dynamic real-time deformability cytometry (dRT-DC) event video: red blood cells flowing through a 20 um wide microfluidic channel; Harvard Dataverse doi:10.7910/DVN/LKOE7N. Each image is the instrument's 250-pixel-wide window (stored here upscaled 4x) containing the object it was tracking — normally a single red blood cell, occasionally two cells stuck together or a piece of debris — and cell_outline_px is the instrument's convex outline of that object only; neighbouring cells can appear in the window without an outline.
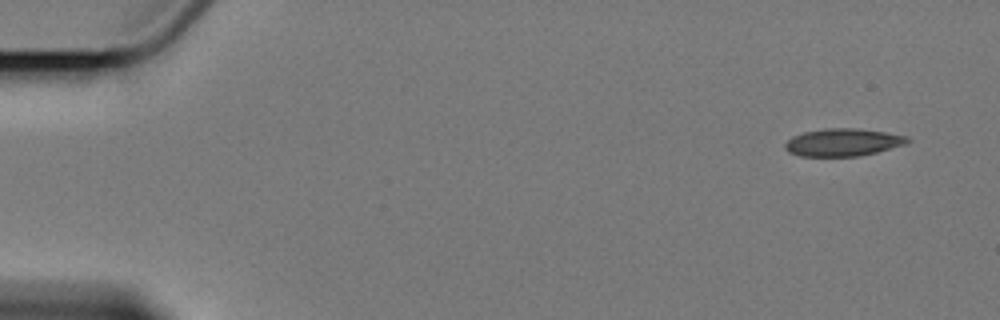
{"species": "Egyptian fruit bat (a non-hibernating species)", "species_latin": "Rousettus aegyptiacus", "temperature_condition": "cold", "stored_images_in_passage": 5, "camera_frame_rate_fps": 3000, "um_per_image_px": 0.085, "animal": {"sex": "female"}, "frame": {"image": 1, "passage_image": 1, "time_ms": 0.0, "image_size_px": [1000, 320], "cell_outline_px": [[912, 140], [904, 144], [876, 152], [856, 156], [800, 156], [788, 152], [784, 148], [784, 144], [792, 136], [804, 132], [824, 128], [856, 128], [884, 132], [904, 136]], "centroid_in_image_um": [71.58, 12.09], "position_along_channel_um": 13.4, "area_um2": 19.48}}
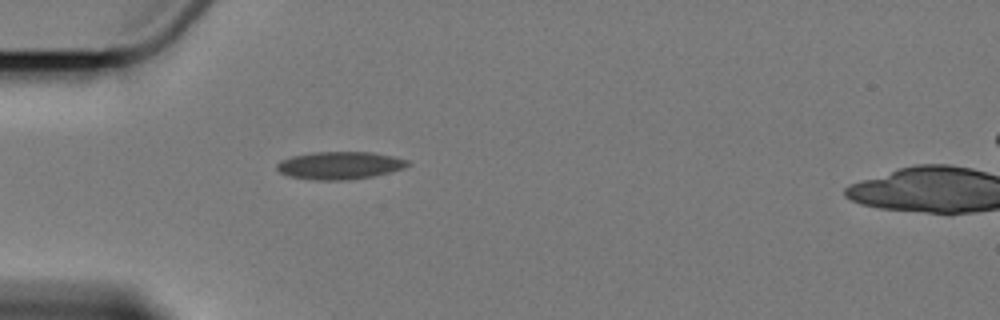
{"frame": {"image": 2, "passage_image": 5, "time_ms": 4.667, "image_size_px": [1000, 320], "cell_outline_px": [[412, 164], [404, 168], [372, 176], [340, 180], [320, 180], [292, 176], [280, 172], [276, 168], [276, 164], [280, 160], [292, 156], [312, 152], [372, 152], [392, 156], [408, 160]], "centroid_in_image_um": [28.88, 14.04], "position_along_channel_um": 56.1, "area_um2": 20.81}}